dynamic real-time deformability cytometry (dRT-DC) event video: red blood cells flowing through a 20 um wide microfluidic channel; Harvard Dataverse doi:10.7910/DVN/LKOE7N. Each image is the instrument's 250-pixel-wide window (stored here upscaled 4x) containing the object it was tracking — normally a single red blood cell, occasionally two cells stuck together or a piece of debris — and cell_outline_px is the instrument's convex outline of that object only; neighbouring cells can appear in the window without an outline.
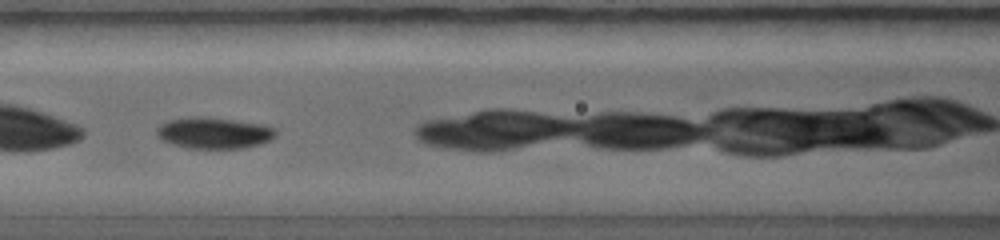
{"species": "common noctule bat (a hibernating species)", "species_latin": "Nyctalus noctula", "temperature_condition": "warm", "stored_images_in_passage": 7, "camera_frame_rate_fps": 5000, "um_per_image_px": 0.085, "animal": {"sex": "female", "body_mass_g": 19.0, "forearm_length_mm": 56.7}, "frame": {"image": 1, "passage_image": 4, "time_ms": 1.4, "image_size_px": [1000, 240], "cell_outline_px": [[272, 136], [268, 140], [260, 144], [244, 148], [188, 148], [164, 140], [160, 136], [160, 128], [164, 124], [172, 120], [228, 120], [272, 128]], "centroid_in_image_um": [18.22, 11.38], "position_along_channel_um": 148.4, "area_um2": 19.25}}